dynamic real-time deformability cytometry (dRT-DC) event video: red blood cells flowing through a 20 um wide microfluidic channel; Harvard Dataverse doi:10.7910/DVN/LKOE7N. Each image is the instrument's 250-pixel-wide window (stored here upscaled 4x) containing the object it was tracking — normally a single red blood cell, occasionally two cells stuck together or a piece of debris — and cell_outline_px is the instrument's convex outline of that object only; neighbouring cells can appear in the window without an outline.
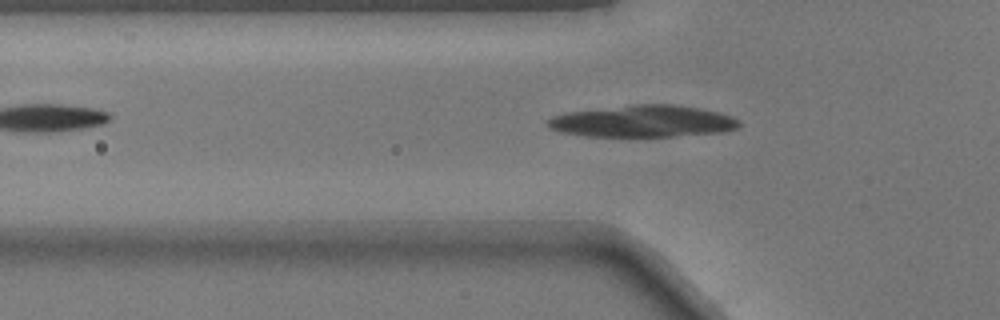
{"species": "common noctule bat (a hibernating species)", "species_latin": "Nyctalus noctula", "temperature_condition": "warm", "stored_images_in_passage": 43, "camera_frame_rate_fps": 3000, "um_per_image_px": 0.085, "animal": {"sex": "male", "body_mass_g": 17.9}, "frame": {"image": 1, "passage_image": 15, "time_ms": 4.667, "image_size_px": [1000, 320], "cell_outline_px": [[740, 124], [736, 128], [724, 132], [672, 136], [584, 136], [564, 132], [552, 128], [548, 124], [548, 120], [552, 116], [572, 112], [636, 104], [672, 104], [700, 108], [720, 112], [732, 116], [740, 120]], "centroid_in_image_um": [54.75, 10.3], "position_along_channel_um": 71.1, "area_um2": 35.08}}
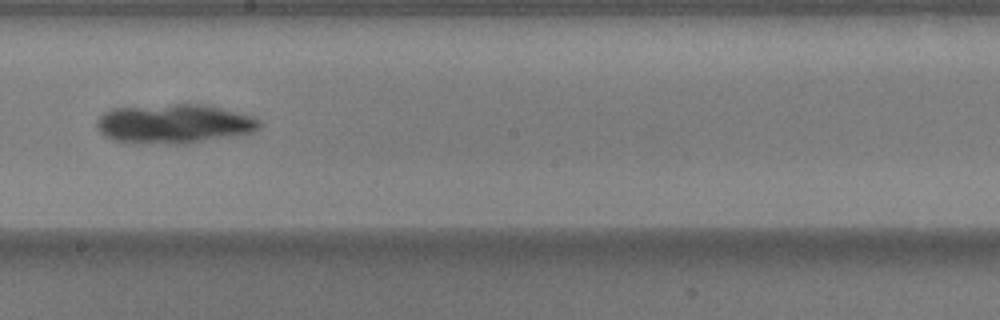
{"frame": {"image": 2, "passage_image": 27, "time_ms": 8.667, "image_size_px": [1000, 320], "cell_outline_px": [[264, 124], [260, 128], [252, 132], [236, 136], [196, 140], [116, 140], [100, 132], [96, 124], [96, 120], [104, 112], [112, 108], [176, 104], [200, 104], [220, 108], [252, 116], [260, 120]], "centroid_in_image_um": [14.86, 10.44], "position_along_channel_um": 233.3, "area_um2": 35.2}}
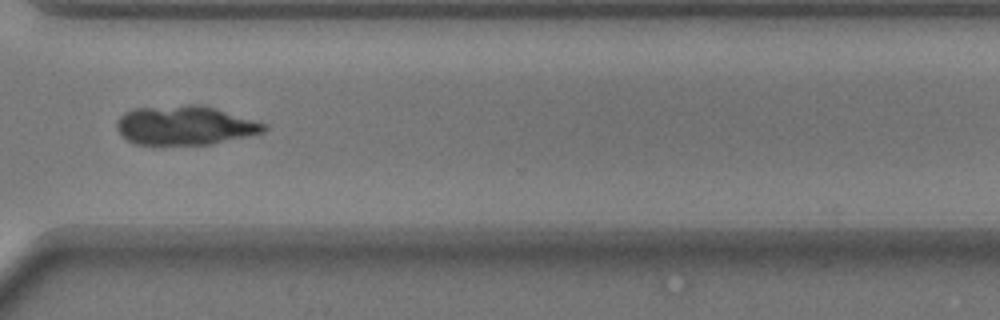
{"frame": {"image": 3, "passage_image": 36, "time_ms": 11.667, "image_size_px": [1000, 320], "cell_outline_px": [[268, 128], [264, 132], [212, 144], [136, 144], [120, 136], [116, 128], [116, 124], [120, 116], [124, 112], [132, 108], [188, 104], [192, 104], [212, 108], [268, 124]], "centroid_in_image_um": [15.68, 10.66], "position_along_channel_um": 354.9, "area_um2": 33.41}}